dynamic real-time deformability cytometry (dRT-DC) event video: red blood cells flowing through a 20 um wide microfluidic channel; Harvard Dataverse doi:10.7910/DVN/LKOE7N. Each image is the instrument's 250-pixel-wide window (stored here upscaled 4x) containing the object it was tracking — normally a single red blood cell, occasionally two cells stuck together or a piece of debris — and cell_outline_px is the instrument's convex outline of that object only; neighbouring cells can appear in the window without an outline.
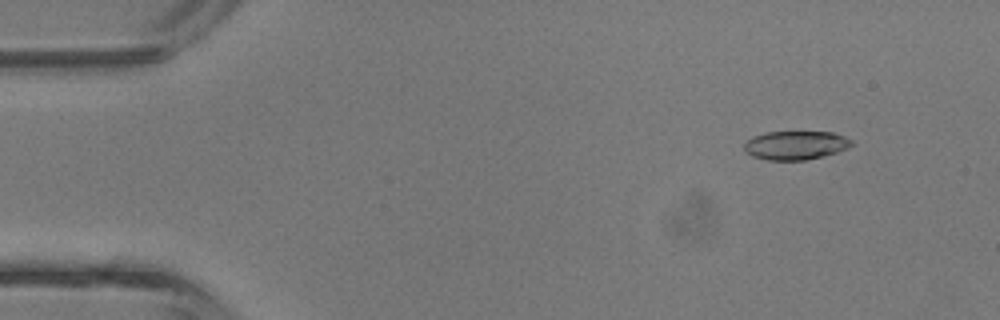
{"species": "common noctule bat (a hibernating species)", "species_latin": "Nyctalus noctula", "temperature_condition": "room temperature", "stored_images_in_passage": 41, "camera_frame_rate_fps": 3000, "um_per_image_px": 0.085, "animal": {"sex": "male", "body_mass_g": 13.3}, "frame": {"image": 1, "passage_image": 4, "time_ms": 1.0, "image_size_px": [1000, 320], "cell_outline_px": [[856, 144], [836, 152], [824, 156], [804, 160], [768, 160], [752, 156], [744, 152], [744, 140], [752, 136], [764, 132], [832, 132], [844, 136], [852, 140]], "centroid_in_image_um": [67.59, 12.34], "position_along_channel_um": 17.4, "area_um2": 18.21}}
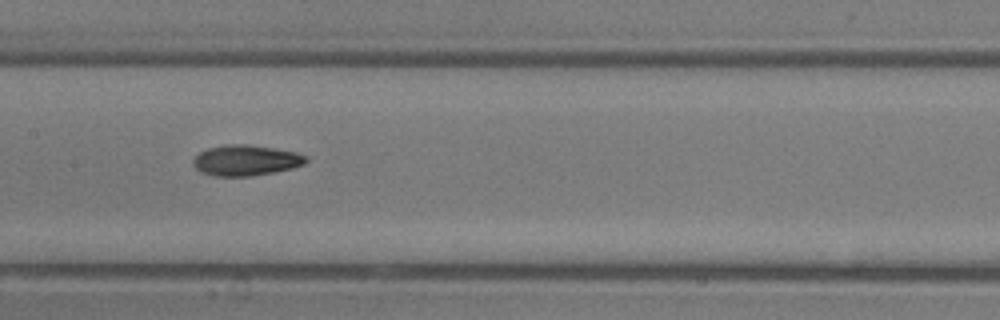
{"frame": {"image": 2, "passage_image": 20, "time_ms": 6.333, "image_size_px": [1000, 320], "cell_outline_px": [[308, 160], [304, 164], [292, 168], [252, 176], [216, 176], [200, 172], [192, 164], [192, 160], [200, 152], [208, 148], [224, 144], [248, 144], [296, 152], [308, 156]], "centroid_in_image_um": [20.88, 13.62], "position_along_channel_um": 186.5, "area_um2": 20.17}}
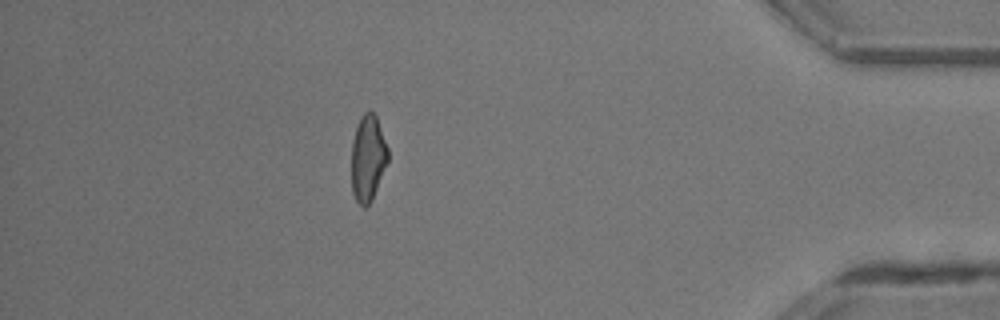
{"frame": {"image": 3, "passage_image": 36, "time_ms": 11.667, "image_size_px": [1000, 320], "cell_outline_px": [[388, 160], [372, 200], [364, 208], [356, 200], [352, 192], [352, 140], [360, 116], [364, 112], [372, 112], [376, 116], [388, 148]], "centroid_in_image_um": [31.26, 13.44], "position_along_channel_um": 403.9, "area_um2": 18.15}}